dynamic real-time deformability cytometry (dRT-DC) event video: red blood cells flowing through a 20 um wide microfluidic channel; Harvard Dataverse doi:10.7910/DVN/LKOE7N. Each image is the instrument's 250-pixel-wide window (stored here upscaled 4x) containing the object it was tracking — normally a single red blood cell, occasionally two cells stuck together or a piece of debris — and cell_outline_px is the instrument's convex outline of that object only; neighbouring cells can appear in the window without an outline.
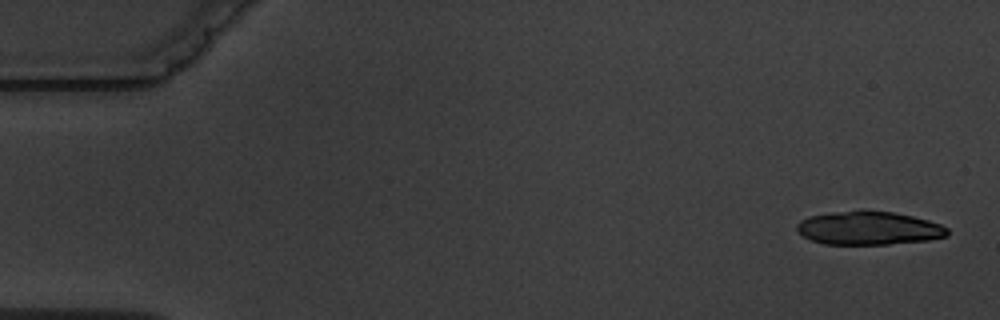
{"species": "common noctule bat (a hibernating species)", "species_latin": "Nyctalus noctula", "temperature_condition": "warm", "stored_images_in_passage": 6, "camera_frame_rate_fps": 3000, "um_per_image_px": 0.085, "animal": {"sex": "male", "body_mass_g": 19.5, "forearm_length_mm": 54.6}, "frame": {"image": 1, "passage_image": 1, "time_ms": 0.0, "image_size_px": [1000, 320], "cell_outline_px": [[948, 236], [928, 240], [888, 244], [824, 244], [812, 240], [804, 236], [796, 228], [796, 224], [800, 220], [808, 216], [832, 212], [864, 208], [892, 212], [912, 216], [928, 220], [940, 224], [948, 228]], "centroid_in_image_um": [73.83, 19.36], "position_along_channel_um": 11.2, "area_um2": 29.71}}
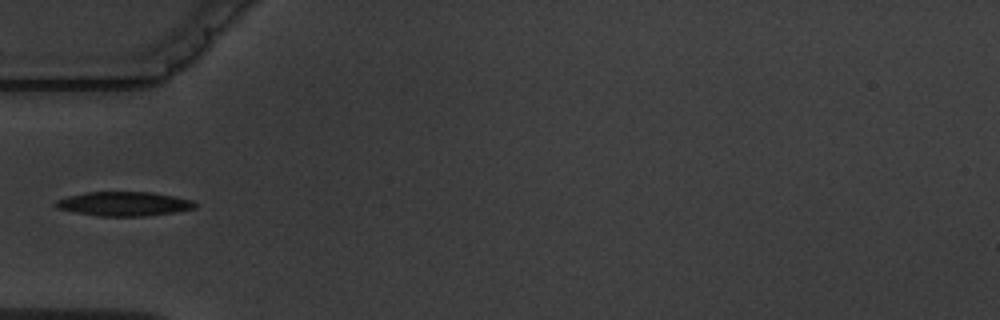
{"frame": {"image": 2, "passage_image": 6, "time_ms": 5.667, "image_size_px": [1000, 320], "cell_outline_px": [[196, 208], [172, 212], [144, 216], [100, 216], [76, 212], [56, 208], [56, 200], [68, 196], [88, 192], [152, 192], [192, 200], [196, 204]], "centroid_in_image_um": [10.53, 17.32], "position_along_channel_um": 74.5, "area_um2": 19.36}}